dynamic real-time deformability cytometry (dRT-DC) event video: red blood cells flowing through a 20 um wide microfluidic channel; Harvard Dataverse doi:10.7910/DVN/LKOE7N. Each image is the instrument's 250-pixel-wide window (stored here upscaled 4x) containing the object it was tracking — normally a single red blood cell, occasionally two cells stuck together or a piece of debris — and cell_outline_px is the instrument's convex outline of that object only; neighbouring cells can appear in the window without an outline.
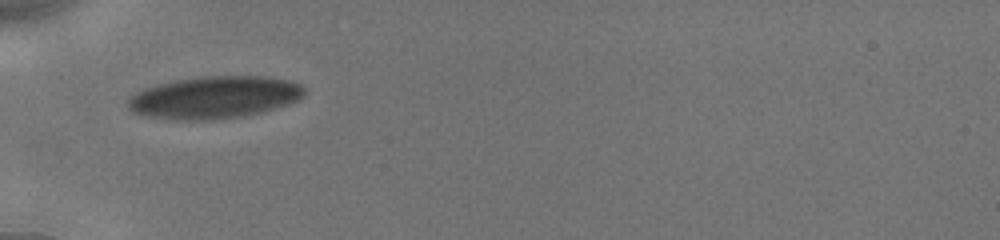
{"species": "human", "species_latin": "Homo sapiens", "temperature_condition": "cold", "stored_images_in_passage": 38, "camera_frame_rate_fps": 3000, "um_per_image_px": 0.085, "donor": {"sex": "male"}, "frame": {"image": 1, "passage_image": 1, "time_ms": 0.0, "image_size_px": [1000, 240], "cell_outline_px": [[304, 96], [288, 104], [260, 112], [240, 116], [212, 120], [172, 120], [144, 116], [132, 112], [128, 108], [128, 96], [144, 88], [156, 84], [176, 80], [204, 76], [268, 76], [288, 80], [300, 84], [304, 88]], "centroid_in_image_um": [18.17, 8.28], "position_along_channel_um": 66.8, "area_um2": 43.64}}
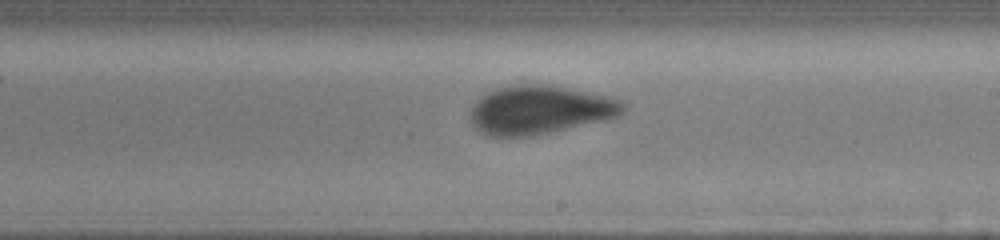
{"frame": {"image": 2, "passage_image": 16, "time_ms": 4.667, "image_size_px": [1000, 240], "cell_outline_px": [[628, 108], [620, 116], [608, 120], [532, 136], [488, 136], [480, 132], [472, 124], [472, 108], [488, 92], [496, 88], [536, 84], [544, 84], [568, 88], [612, 96], [628, 104]], "centroid_in_image_um": [46.01, 9.35], "position_along_channel_um": 243.0, "area_um2": 43.18}}
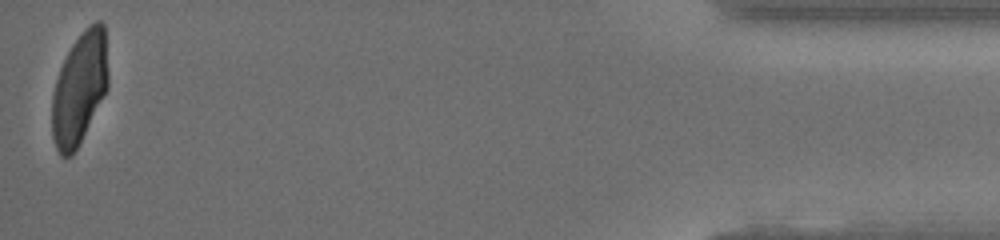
{"frame": {"image": 3, "passage_image": 38, "time_ms": 11.333, "image_size_px": [1000, 240], "cell_outline_px": [[108, 88], [72, 156], [60, 156], [56, 148], [52, 136], [52, 96], [56, 80], [60, 68], [72, 44], [84, 28], [88, 24], [96, 20], [100, 20], [104, 24], [108, 72]], "centroid_in_image_um": [6.76, 7.47], "position_along_channel_um": 428.4, "area_um2": 36.47}, "authors_computed_cell_mechanics": {"area_um2": 41.8761, "velocity_mm_per_s": 3.9064, "shape_relaxation_time_tau1_ms": 6.4146, "shape_relaxation_time_tau2_ms": null, "deformation_change_tau1": 0.1438, "deformation_change_tau2": null}}